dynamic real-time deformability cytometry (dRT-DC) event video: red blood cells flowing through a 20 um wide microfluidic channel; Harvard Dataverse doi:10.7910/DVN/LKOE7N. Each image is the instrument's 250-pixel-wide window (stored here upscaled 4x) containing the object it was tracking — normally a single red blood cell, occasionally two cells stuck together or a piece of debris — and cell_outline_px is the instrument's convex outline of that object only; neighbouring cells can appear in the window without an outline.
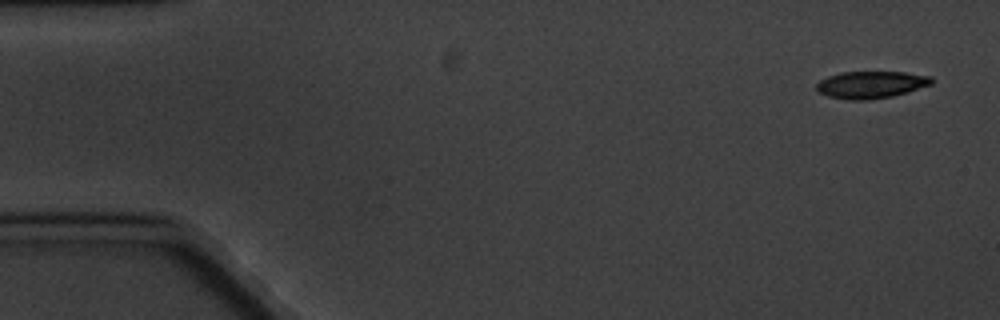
{"species": "common noctule bat (a hibernating species)", "species_latin": "Nyctalus noctula", "temperature_condition": "cold", "stored_images_in_passage": 6, "camera_frame_rate_fps": 3000, "um_per_image_px": 0.085, "animal": {"sex": "male", "body_mass_g": 20.1, "forearm_length_mm": 53.5}, "frame": {"image": 1, "passage_image": 1, "time_ms": 0.0, "image_size_px": [1000, 320], "cell_outline_px": [[932, 84], [908, 92], [892, 96], [868, 100], [848, 100], [828, 96], [820, 92], [816, 88], [816, 84], [820, 80], [828, 76], [840, 72], [904, 72], [932, 76]], "centroid_in_image_um": [74.04, 7.2], "position_along_channel_um": 11.0, "area_um2": 18.21}}
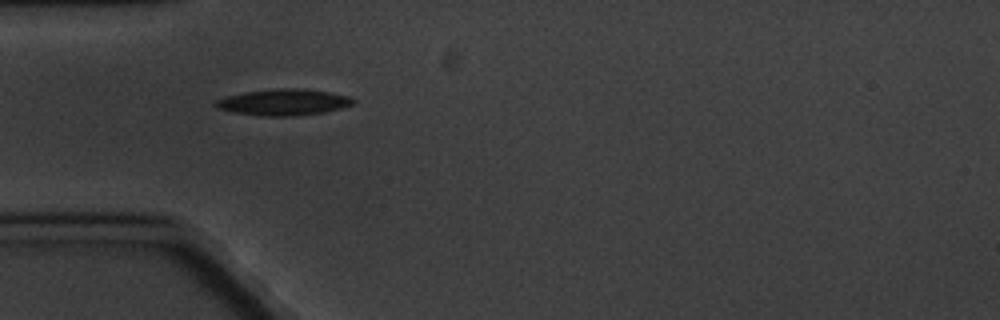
{"frame": {"image": 2, "passage_image": 5, "time_ms": 5.0, "image_size_px": [1000, 320], "cell_outline_px": [[356, 100], [352, 104], [340, 108], [324, 112], [292, 116], [260, 116], [232, 112], [216, 108], [212, 104], [216, 100], [228, 96], [244, 92], [276, 88], [300, 88], [328, 92], [352, 96]], "centroid_in_image_um": [24.08, 8.69], "position_along_channel_um": 60.9, "area_um2": 21.15}}